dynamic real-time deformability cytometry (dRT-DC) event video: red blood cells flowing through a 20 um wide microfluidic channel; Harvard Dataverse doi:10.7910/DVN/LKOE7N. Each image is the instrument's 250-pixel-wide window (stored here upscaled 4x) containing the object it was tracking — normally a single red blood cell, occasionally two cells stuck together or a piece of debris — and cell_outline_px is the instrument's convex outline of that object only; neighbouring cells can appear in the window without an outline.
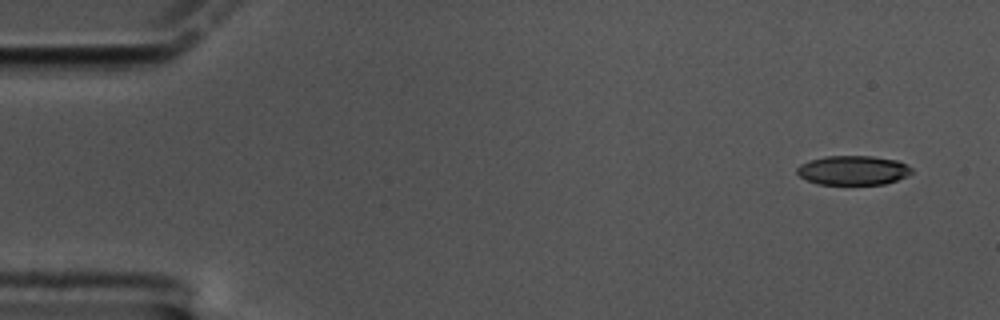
{"species": "common noctule bat (a hibernating species)", "species_latin": "Nyctalus noctula", "temperature_condition": "cold", "stored_images_in_passage": 58, "camera_frame_rate_fps": 3000, "um_per_image_px": 0.085, "animal": {"sex": "male", "body_mass_g": 17.5, "forearm_length_mm": 52.3}, "frame": {"image": 1, "passage_image": 1, "time_ms": 0.0, "image_size_px": [1000, 320], "cell_outline_px": [[912, 172], [908, 176], [884, 184], [816, 184], [800, 176], [796, 172], [796, 168], [800, 164], [824, 156], [872, 156], [896, 160], [912, 168]], "centroid_in_image_um": [72.5, 14.47], "position_along_channel_um": 12.5, "area_um2": 19.48}}
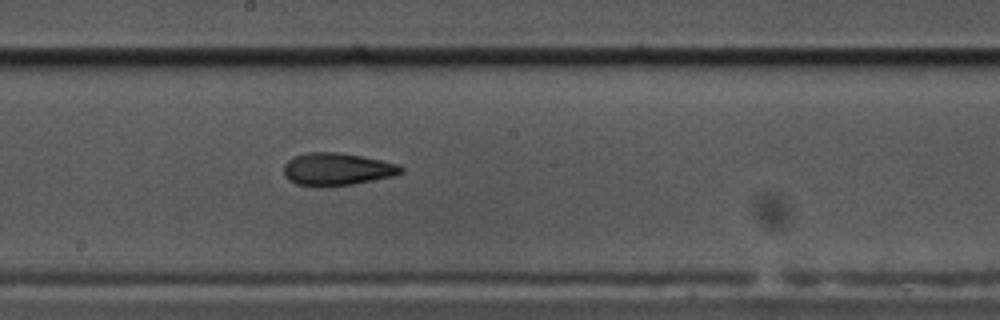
{"frame": {"image": 2, "passage_image": 30, "time_ms": 9.667, "image_size_px": [1000, 320], "cell_outline_px": [[404, 172], [392, 176], [352, 184], [316, 188], [296, 184], [288, 180], [284, 176], [284, 164], [292, 156], [308, 152], [340, 152], [400, 164], [404, 168]], "centroid_in_image_um": [28.6, 14.39], "position_along_channel_um": 219.6, "area_um2": 22.54}}
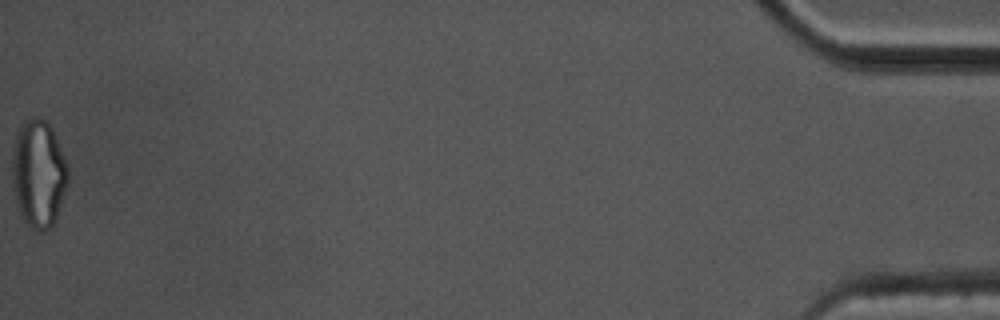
{"frame": {"image": 3, "passage_image": 58, "time_ms": 19.0, "image_size_px": [1000, 320], "cell_outline_px": [[68, 180], [56, 216], [52, 224], [44, 232], [40, 232], [28, 228], [20, 216], [16, 204], [12, 180], [12, 156], [16, 136], [24, 120], [36, 116], [40, 116], [52, 128], [68, 164]], "centroid_in_image_um": [3.26, 14.77], "position_along_channel_um": 431.9, "area_um2": 35.14}, "authors_computed_cell_mechanics": {"area_um2": 21.964, "velocity_mm_per_s": 3.3464, "shape_relaxation_time_tau1_ms": null, "shape_relaxation_time_tau2_ms": 4.2272, "deformation_change_tau1": null, "deformation_change_tau2": 0.1189}}